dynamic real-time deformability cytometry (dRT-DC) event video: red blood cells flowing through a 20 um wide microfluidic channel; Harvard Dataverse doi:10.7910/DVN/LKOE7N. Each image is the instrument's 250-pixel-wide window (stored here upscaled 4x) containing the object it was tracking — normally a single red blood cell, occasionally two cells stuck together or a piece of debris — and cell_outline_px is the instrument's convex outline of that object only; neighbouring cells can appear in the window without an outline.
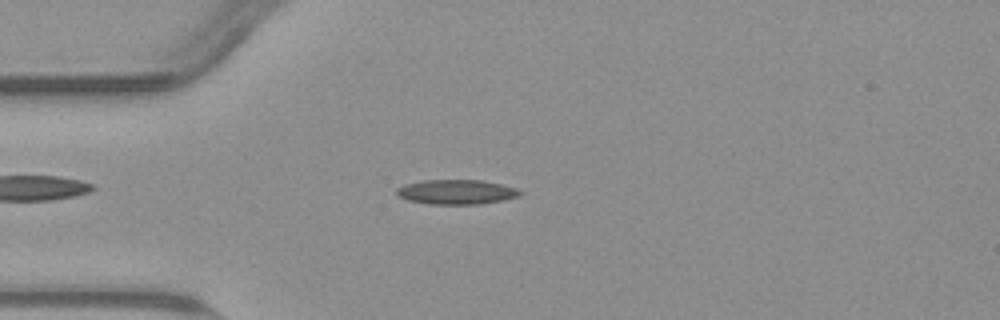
{"species": "common noctule bat (a hibernating species)", "species_latin": "Nyctalus noctula", "temperature_condition": "warm", "stored_images_in_passage": 53, "camera_frame_rate_fps": 3000, "um_per_image_px": 0.085, "animal": {"sex": "male", "body_mass_g": 23.1, "forearm_length_mm": 52.7}, "frame": {"image": 1, "passage_image": 13, "time_ms": 4.0, "image_size_px": [1000, 320], "cell_outline_px": [[524, 192], [520, 196], [504, 200], [480, 204], [432, 204], [408, 200], [396, 196], [396, 188], [404, 184], [424, 180], [480, 180], [500, 184], [516, 188]], "centroid_in_image_um": [38.79, 16.32], "position_along_channel_um": 46.2, "area_um2": 17.8}}
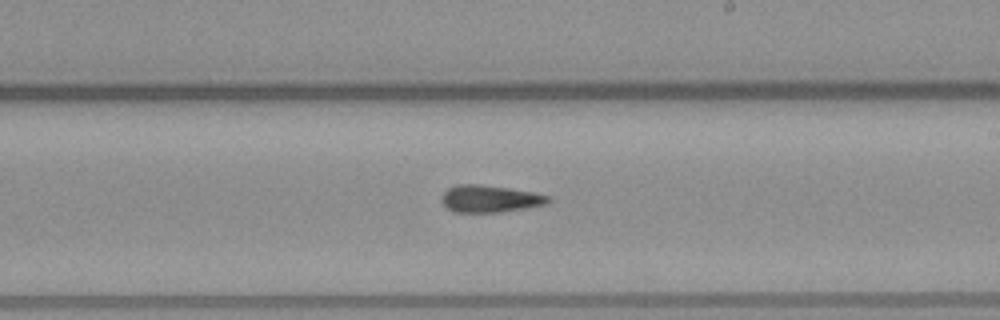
{"frame": {"image": 2, "passage_image": 30, "time_ms": 9.667, "image_size_px": [1000, 320], "cell_outline_px": [[552, 200], [548, 204], [500, 212], [456, 212], [448, 208], [440, 200], [440, 196], [448, 188], [456, 184], [480, 184], [536, 192], [552, 196]], "centroid_in_image_um": [41.68, 16.88], "position_along_channel_um": 247.3, "area_um2": 17.05}}
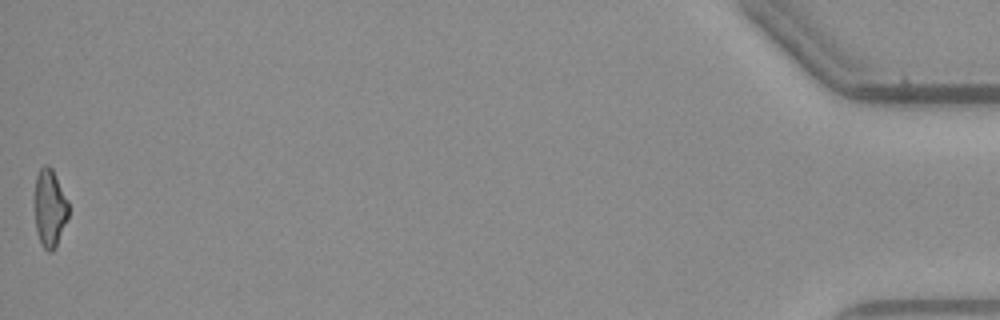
{"frame": {"image": 3, "passage_image": 53, "time_ms": 17.333, "image_size_px": [1000, 320], "cell_outline_px": [[68, 216], [56, 248], [52, 252], [48, 252], [44, 248], [36, 232], [32, 200], [36, 176], [40, 168], [44, 164], [48, 164], [52, 168], [68, 200]], "centroid_in_image_um": [4.18, 17.67], "position_along_channel_um": 431.0, "area_um2": 15.95}, "authors_computed_cell_mechanics": {"area_um2": 16.8776, "velocity_mm_per_s": 3.7971, "shape_relaxation_time_tau1_ms": 7.5379, "shape_relaxation_time_tau2_ms": 5.9334, "deformation_change_tau1": 0.1837, "deformation_change_tau2": 0.1654}}